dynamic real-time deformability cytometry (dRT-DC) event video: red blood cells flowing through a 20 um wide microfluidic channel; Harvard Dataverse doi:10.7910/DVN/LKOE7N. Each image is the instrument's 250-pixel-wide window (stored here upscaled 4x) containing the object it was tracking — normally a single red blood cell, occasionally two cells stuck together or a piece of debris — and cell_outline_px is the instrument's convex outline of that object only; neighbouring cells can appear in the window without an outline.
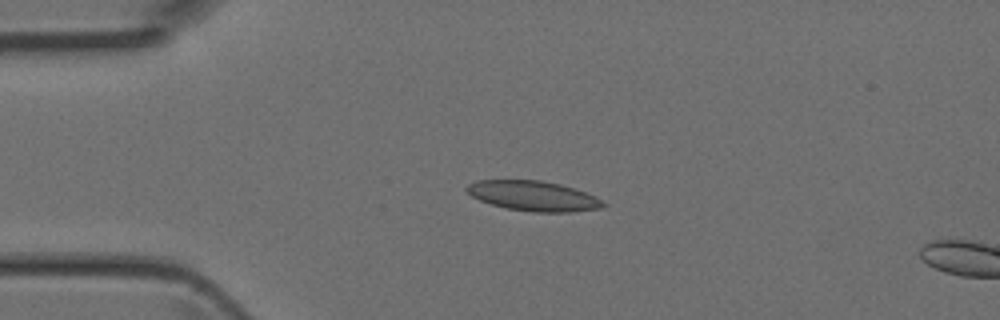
{"species": "Egyptian fruit bat (a non-hibernating species)", "species_latin": "Rousettus aegyptiacus", "temperature_condition": "room temperature", "stored_images_in_passage": 4, "camera_frame_rate_fps": 3000, "um_per_image_px": 0.085, "animal": {"sex": "female"}, "frame": {"image": 1, "passage_image": 3, "time_ms": 0.667, "image_size_px": [1000, 320], "cell_outline_px": [[608, 204], [604, 208], [572, 212], [532, 212], [508, 208], [492, 204], [480, 200], [472, 196], [464, 188], [468, 184], [476, 180], [540, 180], [560, 184], [584, 192]], "centroid_in_image_um": [45.33, 16.66], "position_along_channel_um": 39.7, "area_um2": 23.7}}